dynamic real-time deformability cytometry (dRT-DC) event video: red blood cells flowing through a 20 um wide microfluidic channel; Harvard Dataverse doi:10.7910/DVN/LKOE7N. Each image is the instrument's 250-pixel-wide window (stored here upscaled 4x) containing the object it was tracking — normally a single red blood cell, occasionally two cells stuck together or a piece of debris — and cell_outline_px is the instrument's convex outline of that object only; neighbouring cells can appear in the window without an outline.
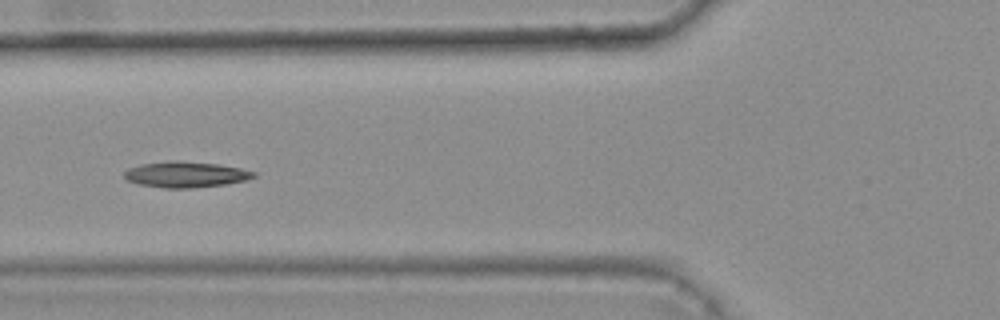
{"species": "common noctule bat (a hibernating species)", "species_latin": "Nyctalus noctula", "temperature_condition": "warm", "stored_images_in_passage": 22, "camera_frame_rate_fps": 3000, "um_per_image_px": 0.085, "animal": {"sex": "female", "body_mass_g": 25.1}, "frame": {"image": 1, "passage_image": 7, "time_ms": 2.0, "image_size_px": [1000, 320], "cell_outline_px": [[256, 176], [248, 180], [224, 184], [192, 188], [164, 188], [136, 184], [128, 180], [124, 176], [124, 172], [128, 168], [140, 164], [172, 160], [220, 164], [240, 168], [256, 172]], "centroid_in_image_um": [15.78, 14.83], "position_along_channel_um": 110.0, "area_um2": 19.59}}
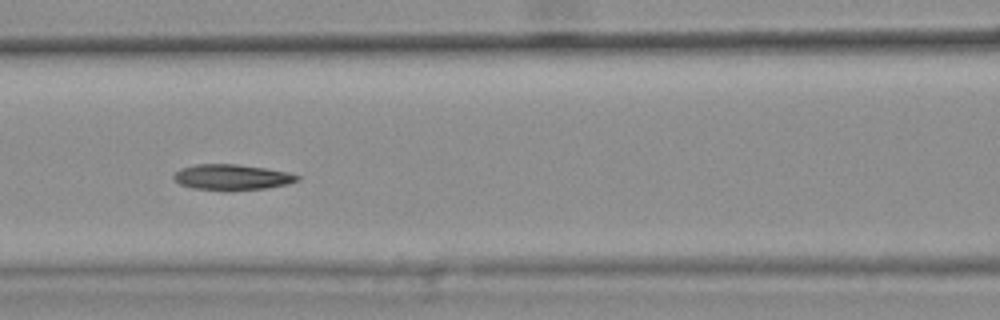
{"frame": {"image": 2, "passage_image": 10, "time_ms": 3.0, "image_size_px": [1000, 320], "cell_outline_px": [[300, 180], [288, 184], [264, 188], [228, 192], [192, 188], [180, 184], [172, 176], [180, 168], [196, 164], [236, 164], [264, 168], [288, 172], [300, 176]], "centroid_in_image_um": [19.7, 15.08], "position_along_channel_um": 146.9, "area_um2": 18.73}}